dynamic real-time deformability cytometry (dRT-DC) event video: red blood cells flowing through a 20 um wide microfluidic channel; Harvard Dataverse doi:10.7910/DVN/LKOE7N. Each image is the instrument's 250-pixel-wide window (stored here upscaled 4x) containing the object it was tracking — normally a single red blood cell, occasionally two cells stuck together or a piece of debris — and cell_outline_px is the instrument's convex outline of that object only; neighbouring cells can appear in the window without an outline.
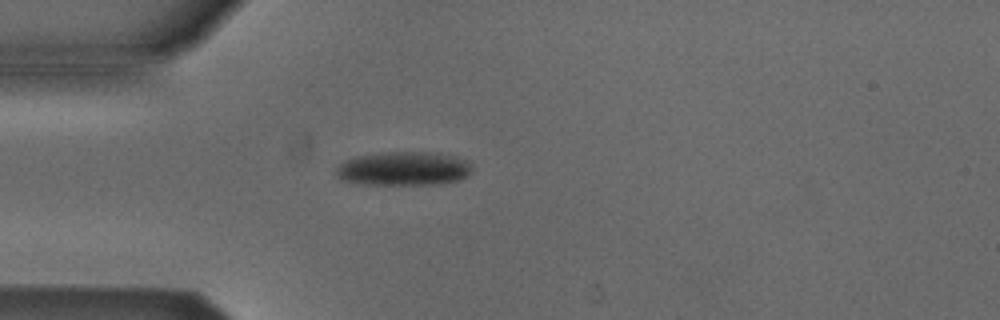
{"species": "Egyptian fruit bat (a non-hibernating species)", "species_latin": "Rousettus aegyptiacus", "temperature_condition": "cold", "stored_images_in_passage": 2, "camera_frame_rate_fps": 3000, "um_per_image_px": 0.085, "animal": {"sex": "male"}, "frame": {"image": 1, "passage_image": 2, "time_ms": 0.333, "image_size_px": [1000, 320], "cell_outline_px": [[472, 172], [468, 176], [460, 180], [436, 184], [368, 184], [344, 180], [336, 172], [336, 168], [344, 160], [352, 156], [380, 152], [440, 152], [456, 156], [468, 160], [472, 164]], "centroid_in_image_um": [34.38, 14.3], "position_along_channel_um": 50.6, "area_um2": 27.17}}